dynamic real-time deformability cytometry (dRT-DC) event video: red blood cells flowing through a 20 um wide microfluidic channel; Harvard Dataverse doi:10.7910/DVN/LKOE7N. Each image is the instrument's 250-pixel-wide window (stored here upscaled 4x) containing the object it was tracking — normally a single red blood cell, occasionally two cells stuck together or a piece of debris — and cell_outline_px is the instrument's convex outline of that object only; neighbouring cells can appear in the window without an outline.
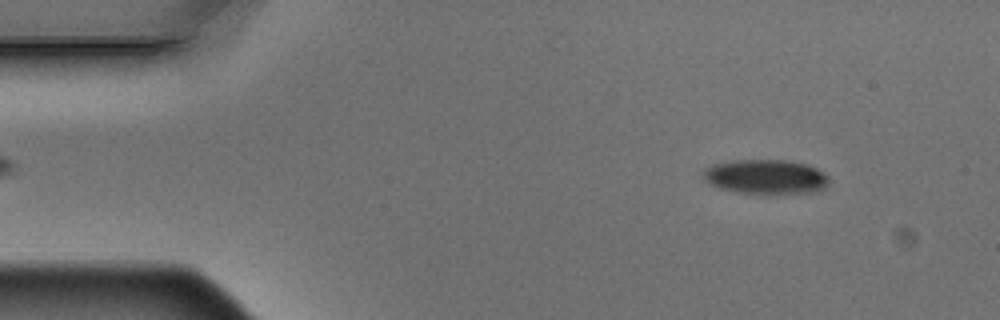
{"species": "Egyptian fruit bat (a non-hibernating species)", "species_latin": "Rousettus aegyptiacus", "temperature_condition": "warm", "stored_images_in_passage": 4, "camera_frame_rate_fps": 3000, "um_per_image_px": 0.085, "animal": {"sex": "male"}, "frame": {"image": 1, "passage_image": 1, "time_ms": 0.0, "image_size_px": [1000, 320], "cell_outline_px": [[828, 184], [824, 188], [812, 192], [768, 196], [736, 192], [720, 188], [708, 184], [704, 180], [704, 168], [712, 164], [732, 160], [788, 160], [808, 164], [824, 172], [828, 176]], "centroid_in_image_um": [65.09, 15.05], "position_along_channel_um": 19.9, "area_um2": 26.13}}
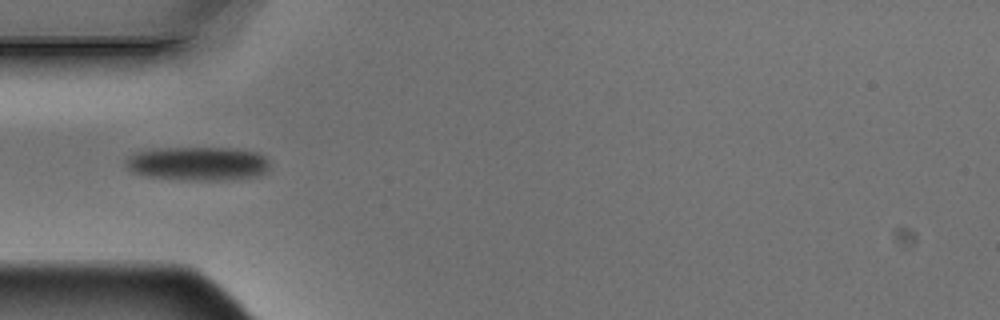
{"frame": {"image": 2, "passage_image": 4, "time_ms": 1.0, "image_size_px": [1000, 320], "cell_outline_px": [[268, 172], [256, 176], [224, 180], [184, 180], [144, 176], [132, 172], [124, 164], [124, 160], [128, 156], [136, 152], [156, 148], [232, 148], [256, 152], [264, 156], [268, 160]], "centroid_in_image_um": [16.78, 13.91], "position_along_channel_um": 68.2, "area_um2": 28.61}}